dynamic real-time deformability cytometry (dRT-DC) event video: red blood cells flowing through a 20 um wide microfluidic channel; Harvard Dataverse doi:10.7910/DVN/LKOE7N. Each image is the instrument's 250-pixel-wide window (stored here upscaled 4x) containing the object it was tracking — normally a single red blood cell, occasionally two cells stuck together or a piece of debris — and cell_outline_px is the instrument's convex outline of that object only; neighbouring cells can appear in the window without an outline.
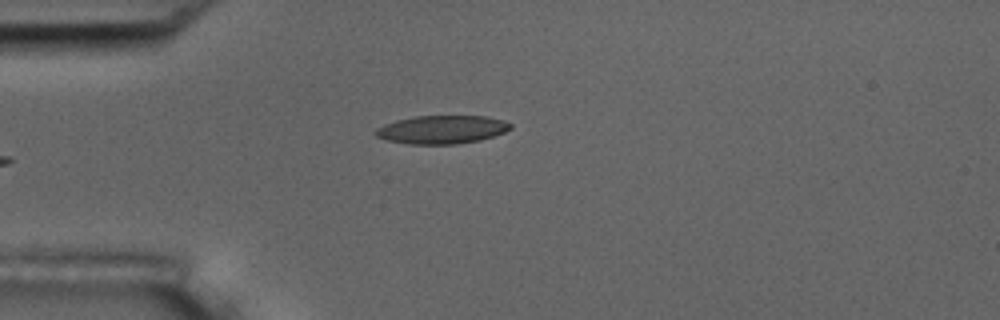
{"species": "common noctule bat (a hibernating species)", "species_latin": "Nyctalus noctula", "temperature_condition": "room temperature", "stored_images_in_passage": 4, "camera_frame_rate_fps": 3000, "um_per_image_px": 0.085, "animal": {"sex": "male", "body_mass_g": 17.5, "forearm_length_mm": 52.3}, "frame": {"image": 1, "passage_image": 4, "time_ms": 3.667, "image_size_px": [1000, 320], "cell_outline_px": [[512, 128], [504, 132], [480, 140], [456, 144], [408, 144], [388, 140], [376, 136], [376, 128], [384, 124], [396, 120], [416, 116], [488, 116], [504, 120], [512, 124]], "centroid_in_image_um": [37.58, 11.01], "position_along_channel_um": 47.4, "area_um2": 22.2}}